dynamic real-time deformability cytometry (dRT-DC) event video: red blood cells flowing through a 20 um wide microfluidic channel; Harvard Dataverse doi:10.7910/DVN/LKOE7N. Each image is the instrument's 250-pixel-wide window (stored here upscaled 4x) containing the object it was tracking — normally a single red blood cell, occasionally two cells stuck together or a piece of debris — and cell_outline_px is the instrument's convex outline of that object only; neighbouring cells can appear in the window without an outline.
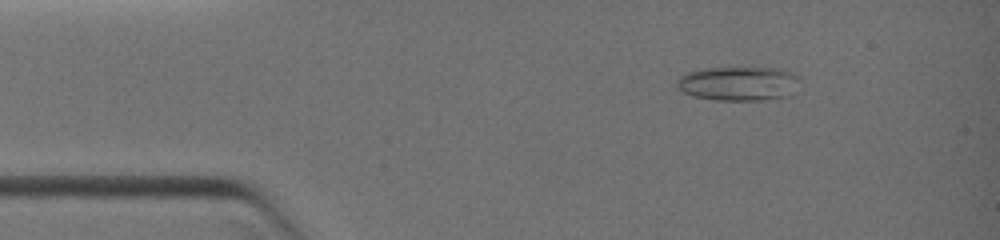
{"species": "common noctule bat (a hibernating species)", "species_latin": "Nyctalus noctula", "temperature_condition": "warm", "stored_images_in_passage": 21, "camera_frame_rate_fps": 3000, "um_per_image_px": 0.085, "animal": {"sex": "female", "body_mass_g": 19.0, "forearm_length_mm": 51.5}, "frame": {"image": 1, "passage_image": 5, "time_ms": 1.667, "image_size_px": [1000, 240], "cell_outline_px": [[800, 80], [788, 96], [756, 100], [716, 100], [696, 96], [684, 92], [676, 84], [676, 80], [680, 76], [688, 72], [704, 68], [784, 68], [800, 76]], "centroid_in_image_um": [62.8, 7.08], "position_along_channel_um": 22.2, "area_um2": 24.33}}
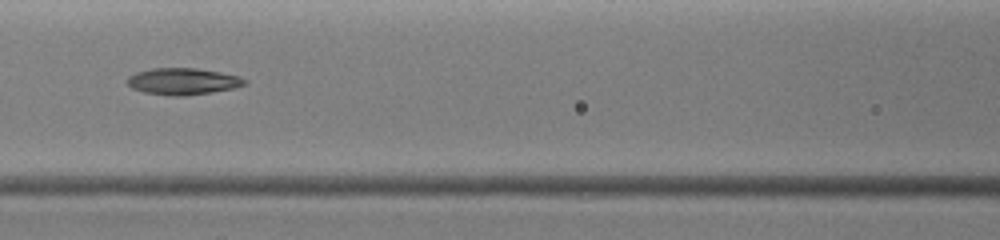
{"frame": {"image": 2, "passage_image": 14, "time_ms": 5.667, "image_size_px": [1000, 240], "cell_outline_px": [[248, 84], [232, 88], [212, 92], [184, 96], [172, 96], [144, 92], [132, 88], [124, 80], [128, 76], [136, 72], [152, 68], [196, 68], [220, 72], [240, 76], [248, 80]], "centroid_in_image_um": [15.54, 6.91], "position_along_channel_um": 151.1, "area_um2": 18.38}}
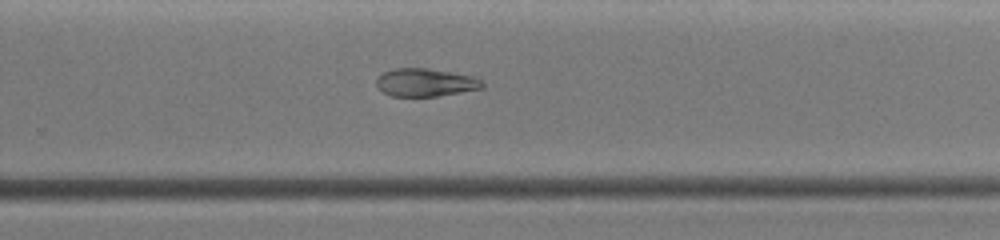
{"frame": {"image": 3, "passage_image": 21, "time_ms": 8.667, "image_size_px": [1000, 240], "cell_outline_px": [[484, 88], [436, 96], [392, 96], [384, 92], [376, 84], [376, 76], [392, 68], [428, 68], [480, 76], [484, 84]], "centroid_in_image_um": [36.22, 6.99], "position_along_channel_um": 293.6, "area_um2": 17.57}}